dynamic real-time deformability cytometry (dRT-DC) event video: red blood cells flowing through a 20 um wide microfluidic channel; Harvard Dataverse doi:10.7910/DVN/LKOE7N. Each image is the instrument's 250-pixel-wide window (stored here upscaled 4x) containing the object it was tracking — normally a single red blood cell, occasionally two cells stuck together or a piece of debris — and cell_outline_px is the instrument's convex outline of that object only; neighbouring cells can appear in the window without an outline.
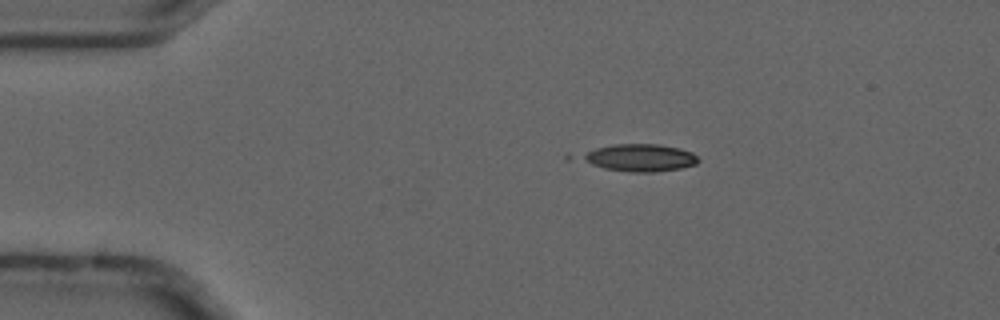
{"species": "common noctule bat (a hibernating species)", "species_latin": "Nyctalus noctula", "temperature_condition": "cold", "stored_images_in_passage": 5, "camera_frame_rate_fps": 3000, "um_per_image_px": 0.085, "animal": {"sex": "male", "forearm_length_mm": 52.5}, "frame": {"image": 1, "passage_image": 3, "time_ms": 0.667, "image_size_px": [1000, 320], "cell_outline_px": [[700, 160], [696, 164], [680, 168], [652, 172], [632, 172], [604, 168], [564, 160], [564, 156], [568, 152], [612, 144], [660, 144], [680, 148], [692, 152]], "centroid_in_image_um": [53.92, 13.38], "position_along_channel_um": 31.1, "area_um2": 20.35}}
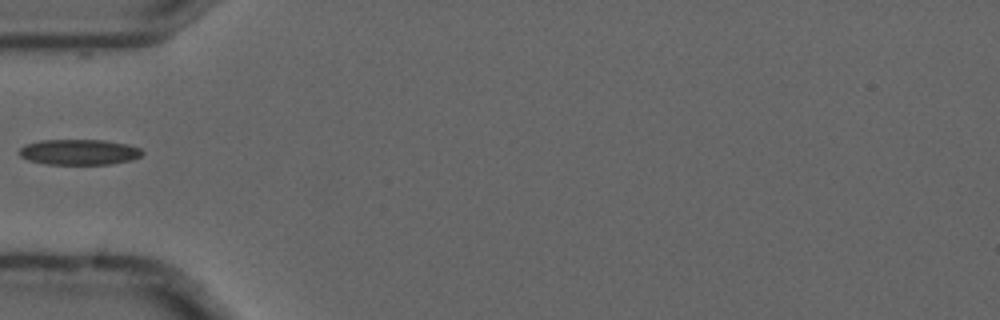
{"frame": {"image": 2, "passage_image": 5, "time_ms": 1.333, "image_size_px": [1000, 320], "cell_outline_px": [[144, 152], [140, 156], [132, 160], [112, 164], [44, 164], [28, 160], [20, 156], [20, 148], [28, 144], [40, 140], [104, 140], [128, 144], [140, 148]], "centroid_in_image_um": [6.76, 12.93], "position_along_channel_um": 78.2, "area_um2": 18.32}}